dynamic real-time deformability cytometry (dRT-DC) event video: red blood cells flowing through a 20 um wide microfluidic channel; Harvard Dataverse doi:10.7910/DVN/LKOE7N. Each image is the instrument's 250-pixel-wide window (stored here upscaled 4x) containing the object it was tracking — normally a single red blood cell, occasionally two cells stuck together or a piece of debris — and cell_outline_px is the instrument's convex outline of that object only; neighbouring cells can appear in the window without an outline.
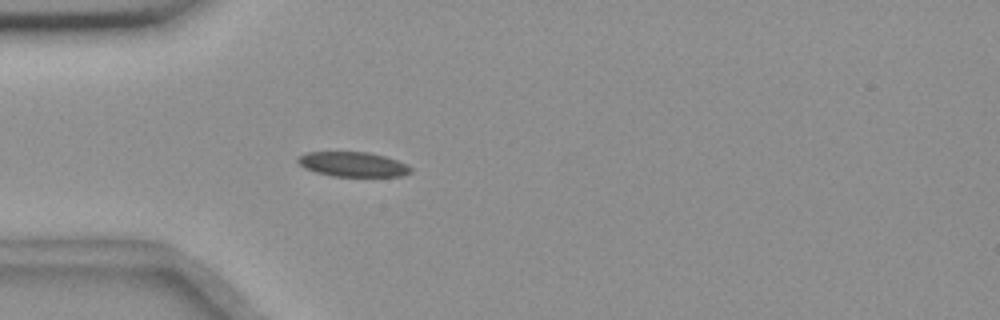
{"species": "common noctule bat (a hibernating species)", "species_latin": "Nyctalus noctula", "temperature_condition": "room temperature", "stored_images_in_passage": 40, "camera_frame_rate_fps": 3000, "um_per_image_px": 0.085, "animal": {"sex": "female", "body_mass_g": 18.4}, "frame": {"image": 1, "passage_image": 1, "time_ms": 0.0, "image_size_px": [1000, 320], "cell_outline_px": [[412, 172], [404, 176], [332, 176], [316, 172], [304, 168], [296, 160], [300, 156], [308, 152], [368, 152], [384, 156], [396, 160], [412, 168]], "centroid_in_image_um": [30.0, 13.97], "position_along_channel_um": 55.0, "area_um2": 16.13}}
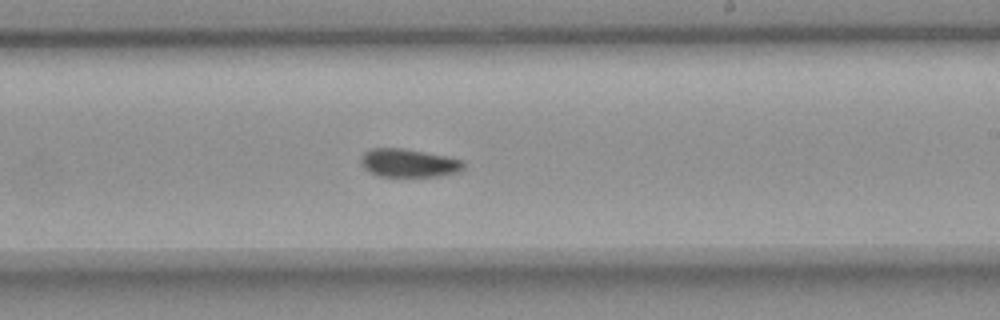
{"frame": {"image": 2, "passage_image": 18, "time_ms": 5.667, "image_size_px": [1000, 320], "cell_outline_px": [[464, 168], [460, 172], [440, 176], [380, 176], [364, 168], [360, 160], [360, 156], [368, 148], [404, 148], [448, 156], [464, 160]], "centroid_in_image_um": [34.77, 13.84], "position_along_channel_um": 254.2, "area_um2": 17.11}}
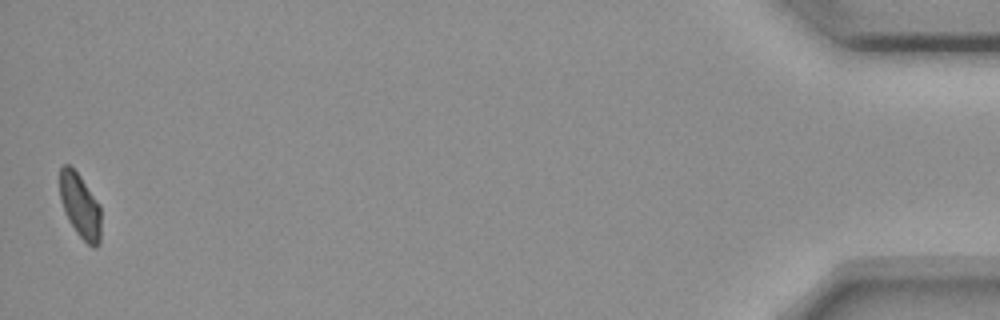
{"frame": {"image": 3, "passage_image": 40, "time_ms": 13.0, "image_size_px": [1000, 320], "cell_outline_px": [[100, 244], [96, 248], [92, 248], [76, 232], [68, 220], [64, 212], [60, 200], [60, 168], [64, 164], [68, 164], [80, 176], [100, 204]], "centroid_in_image_um": [6.81, 17.52], "position_along_channel_um": 428.4, "area_um2": 15.55}, "authors_computed_cell_mechanics": {"area_um2": 16.8198, "velocity_mm_per_s": 3.6333, "shape_relaxation_time_tau1_ms": 8.2331, "shape_relaxation_time_tau2_ms": 6.8852, "deformation_change_tau1": 0.1396, "deformation_change_tau2": 0.0986}}